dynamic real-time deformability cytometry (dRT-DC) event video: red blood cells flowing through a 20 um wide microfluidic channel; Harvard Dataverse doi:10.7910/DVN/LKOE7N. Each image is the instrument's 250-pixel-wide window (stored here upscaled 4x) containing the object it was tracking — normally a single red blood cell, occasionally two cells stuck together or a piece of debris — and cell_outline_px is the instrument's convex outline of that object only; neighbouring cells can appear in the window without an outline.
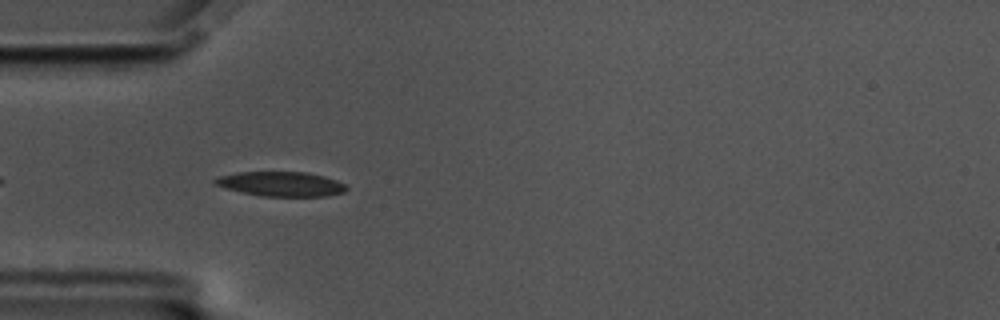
{"species": "common noctule bat (a hibernating species)", "species_latin": "Nyctalus noctula", "temperature_condition": "cold", "stored_images_in_passage": 12, "camera_frame_rate_fps": 3000, "um_per_image_px": 0.085, "animal": {"sex": "male", "body_mass_g": 17.5, "forearm_length_mm": 52.3}, "frame": {"image": 1, "passage_image": 4, "time_ms": 1.0, "image_size_px": [1000, 320], "cell_outline_px": [[348, 188], [344, 192], [328, 196], [260, 196], [240, 192], [212, 184], [212, 180], [216, 176], [236, 172], [308, 172], [324, 176], [336, 180], [344, 184]], "centroid_in_image_um": [23.83, 15.63], "position_along_channel_um": 61.2, "area_um2": 19.07}}